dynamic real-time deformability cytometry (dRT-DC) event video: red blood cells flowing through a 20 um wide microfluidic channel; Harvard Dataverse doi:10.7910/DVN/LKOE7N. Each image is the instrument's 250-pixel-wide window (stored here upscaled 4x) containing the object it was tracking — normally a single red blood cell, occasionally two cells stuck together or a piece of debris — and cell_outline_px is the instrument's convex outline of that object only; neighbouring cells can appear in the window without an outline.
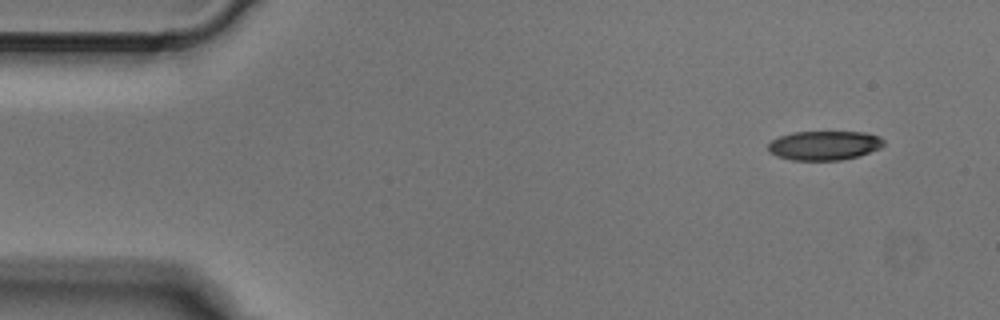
{"species": "Egyptian fruit bat (a non-hibernating species)", "species_latin": "Rousettus aegyptiacus", "temperature_condition": "cold", "stored_images_in_passage": 4, "segment_of_instrument_passage": [2, 2], "camera_frame_rate_fps": 3000, "um_per_image_px": 0.085, "animal": {"sex": "male"}, "frame": {"image": 1, "passage_image": 4, "time_ms": 1.0, "image_size_px": [1000, 320], "cell_outline_px": [[884, 144], [880, 148], [860, 156], [840, 160], [792, 160], [776, 156], [768, 152], [768, 144], [772, 140], [780, 136], [792, 132], [864, 132], [880, 136], [884, 140]], "centroid_in_image_um": [70.06, 12.36], "position_along_channel_um": 14.9, "area_um2": 19.83}}